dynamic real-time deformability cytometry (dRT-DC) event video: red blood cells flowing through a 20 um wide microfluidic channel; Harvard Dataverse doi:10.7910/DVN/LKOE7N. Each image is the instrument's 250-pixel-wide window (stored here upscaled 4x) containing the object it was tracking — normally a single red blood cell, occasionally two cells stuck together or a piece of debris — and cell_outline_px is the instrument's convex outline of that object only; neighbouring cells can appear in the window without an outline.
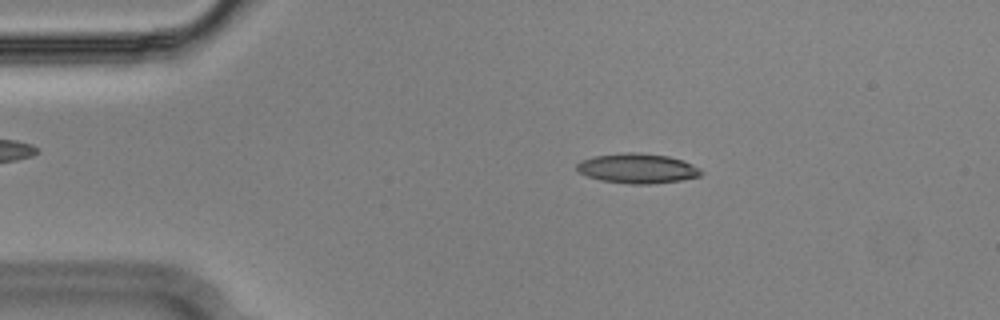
{"species": "Egyptian fruit bat (a non-hibernating species)", "species_latin": "Rousettus aegyptiacus", "temperature_condition": "cold", "stored_images_in_passage": 54, "camera_frame_rate_fps": 3000, "um_per_image_px": 0.085, "animal": {"sex": "male"}, "frame": {"image": 1, "passage_image": 9, "time_ms": 2.667, "image_size_px": [1000, 320], "cell_outline_px": [[704, 172], [700, 176], [680, 180], [648, 184], [632, 184], [600, 180], [588, 176], [580, 172], [576, 168], [576, 164], [580, 160], [592, 156], [624, 152], [640, 152], [668, 156], [684, 160], [700, 168]], "centroid_in_image_um": [54.18, 14.3], "position_along_channel_um": 30.8, "area_um2": 21.73}}
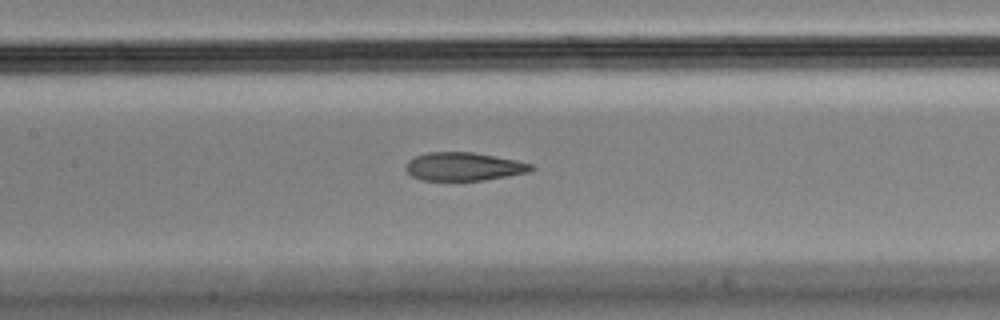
{"frame": {"image": 2, "passage_image": 24, "time_ms": 7.667, "image_size_px": [1000, 320], "cell_outline_px": [[536, 168], [528, 172], [508, 176], [484, 180], [420, 180], [412, 176], [404, 168], [404, 164], [408, 160], [416, 156], [428, 152], [472, 152], [516, 160], [532, 164]], "centroid_in_image_um": [39.4, 14.16], "position_along_channel_um": 168.0, "area_um2": 20.69}}
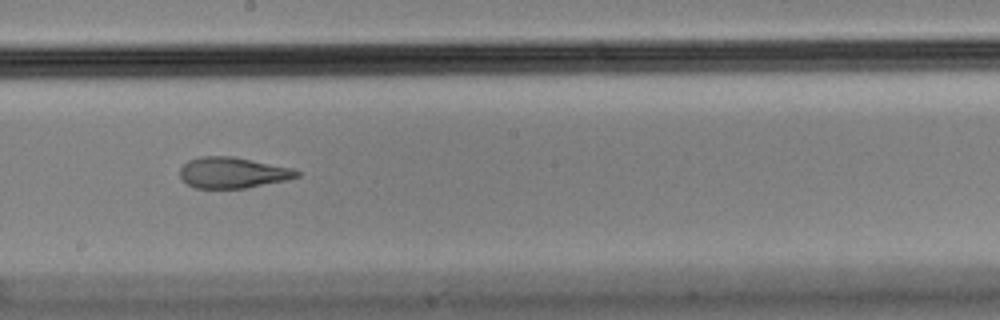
{"frame": {"image": 3, "passage_image": 29, "time_ms": 9.333, "image_size_px": [1000, 320], "cell_outline_px": [[300, 176], [288, 180], [244, 188], [196, 188], [180, 180], [180, 168], [188, 160], [200, 156], [232, 156], [296, 168], [300, 172]], "centroid_in_image_um": [19.8, 14.67], "position_along_channel_um": 228.4, "area_um2": 21.33}, "authors_computed_cell_mechanics": {"area_um2": 21.9351, "velocity_mm_per_s": 3.6404, "shape_relaxation_time_tau1_ms": null, "shape_relaxation_time_tau2_ms": 2.6262, "deformation_change_tau1": null, "deformation_change_tau2": 0.1034}}